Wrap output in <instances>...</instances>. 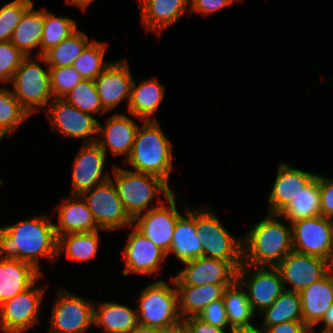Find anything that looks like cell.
<instances>
[{"mask_svg":"<svg viewBox=\"0 0 333 333\" xmlns=\"http://www.w3.org/2000/svg\"><path fill=\"white\" fill-rule=\"evenodd\" d=\"M262 313L263 326H274L286 321H303L300 292L284 290Z\"/></svg>","mask_w":333,"mask_h":333,"instance_id":"obj_35","label":"cell"},{"mask_svg":"<svg viewBox=\"0 0 333 333\" xmlns=\"http://www.w3.org/2000/svg\"><path fill=\"white\" fill-rule=\"evenodd\" d=\"M245 264L237 271V280L228 286L223 295V303L230 329L235 326L250 325L254 311L249 303L247 292L242 289L243 280L247 277Z\"/></svg>","mask_w":333,"mask_h":333,"instance_id":"obj_26","label":"cell"},{"mask_svg":"<svg viewBox=\"0 0 333 333\" xmlns=\"http://www.w3.org/2000/svg\"><path fill=\"white\" fill-rule=\"evenodd\" d=\"M321 322L325 324V328L321 331V333H333V304L326 311L321 319Z\"/></svg>","mask_w":333,"mask_h":333,"instance_id":"obj_48","label":"cell"},{"mask_svg":"<svg viewBox=\"0 0 333 333\" xmlns=\"http://www.w3.org/2000/svg\"><path fill=\"white\" fill-rule=\"evenodd\" d=\"M26 56L11 41L0 42V81L11 82Z\"/></svg>","mask_w":333,"mask_h":333,"instance_id":"obj_42","label":"cell"},{"mask_svg":"<svg viewBox=\"0 0 333 333\" xmlns=\"http://www.w3.org/2000/svg\"><path fill=\"white\" fill-rule=\"evenodd\" d=\"M195 228L203 257L229 261L237 270L242 266L243 239L233 238L211 211L195 210Z\"/></svg>","mask_w":333,"mask_h":333,"instance_id":"obj_5","label":"cell"},{"mask_svg":"<svg viewBox=\"0 0 333 333\" xmlns=\"http://www.w3.org/2000/svg\"><path fill=\"white\" fill-rule=\"evenodd\" d=\"M105 50L104 44L92 40L71 66L82 79L95 80L109 66L103 64Z\"/></svg>","mask_w":333,"mask_h":333,"instance_id":"obj_38","label":"cell"},{"mask_svg":"<svg viewBox=\"0 0 333 333\" xmlns=\"http://www.w3.org/2000/svg\"><path fill=\"white\" fill-rule=\"evenodd\" d=\"M32 9L33 6L24 13L11 38V43L25 56H30V50L40 46L43 33L44 10Z\"/></svg>","mask_w":333,"mask_h":333,"instance_id":"obj_32","label":"cell"},{"mask_svg":"<svg viewBox=\"0 0 333 333\" xmlns=\"http://www.w3.org/2000/svg\"><path fill=\"white\" fill-rule=\"evenodd\" d=\"M237 0H190L191 8L203 15L212 14L213 12L228 6Z\"/></svg>","mask_w":333,"mask_h":333,"instance_id":"obj_46","label":"cell"},{"mask_svg":"<svg viewBox=\"0 0 333 333\" xmlns=\"http://www.w3.org/2000/svg\"><path fill=\"white\" fill-rule=\"evenodd\" d=\"M26 56L15 71L11 81L15 92H12L29 115L37 109H46L48 101L53 97L50 71H45L36 60L30 62Z\"/></svg>","mask_w":333,"mask_h":333,"instance_id":"obj_7","label":"cell"},{"mask_svg":"<svg viewBox=\"0 0 333 333\" xmlns=\"http://www.w3.org/2000/svg\"><path fill=\"white\" fill-rule=\"evenodd\" d=\"M293 250L323 258L333 265V222L322 215L291 224Z\"/></svg>","mask_w":333,"mask_h":333,"instance_id":"obj_8","label":"cell"},{"mask_svg":"<svg viewBox=\"0 0 333 333\" xmlns=\"http://www.w3.org/2000/svg\"><path fill=\"white\" fill-rule=\"evenodd\" d=\"M81 198L87 203L100 229L112 230L132 225L133 220L125 211L112 178L86 191Z\"/></svg>","mask_w":333,"mask_h":333,"instance_id":"obj_9","label":"cell"},{"mask_svg":"<svg viewBox=\"0 0 333 333\" xmlns=\"http://www.w3.org/2000/svg\"><path fill=\"white\" fill-rule=\"evenodd\" d=\"M65 97L62 99L82 112L89 114L106 112L96 91L94 80L83 79Z\"/></svg>","mask_w":333,"mask_h":333,"instance_id":"obj_39","label":"cell"},{"mask_svg":"<svg viewBox=\"0 0 333 333\" xmlns=\"http://www.w3.org/2000/svg\"><path fill=\"white\" fill-rule=\"evenodd\" d=\"M134 229L124 248L126 269L123 275L128 276L130 272L150 275L157 270L158 265L167 255L135 227Z\"/></svg>","mask_w":333,"mask_h":333,"instance_id":"obj_18","label":"cell"},{"mask_svg":"<svg viewBox=\"0 0 333 333\" xmlns=\"http://www.w3.org/2000/svg\"><path fill=\"white\" fill-rule=\"evenodd\" d=\"M31 6L32 0H14L0 9V42L11 41L14 29Z\"/></svg>","mask_w":333,"mask_h":333,"instance_id":"obj_40","label":"cell"},{"mask_svg":"<svg viewBox=\"0 0 333 333\" xmlns=\"http://www.w3.org/2000/svg\"><path fill=\"white\" fill-rule=\"evenodd\" d=\"M60 295L52 313L51 331L59 333H84L94 324V306L90 301L68 291Z\"/></svg>","mask_w":333,"mask_h":333,"instance_id":"obj_13","label":"cell"},{"mask_svg":"<svg viewBox=\"0 0 333 333\" xmlns=\"http://www.w3.org/2000/svg\"><path fill=\"white\" fill-rule=\"evenodd\" d=\"M55 224L45 216L35 217L0 228V259H18L33 265L37 270L39 255L48 259L57 256Z\"/></svg>","mask_w":333,"mask_h":333,"instance_id":"obj_1","label":"cell"},{"mask_svg":"<svg viewBox=\"0 0 333 333\" xmlns=\"http://www.w3.org/2000/svg\"><path fill=\"white\" fill-rule=\"evenodd\" d=\"M321 215L319 175H317L278 215L293 222Z\"/></svg>","mask_w":333,"mask_h":333,"instance_id":"obj_31","label":"cell"},{"mask_svg":"<svg viewBox=\"0 0 333 333\" xmlns=\"http://www.w3.org/2000/svg\"><path fill=\"white\" fill-rule=\"evenodd\" d=\"M185 210L186 217L181 215L177 219L169 249L183 263L202 257V245L195 228V212Z\"/></svg>","mask_w":333,"mask_h":333,"instance_id":"obj_27","label":"cell"},{"mask_svg":"<svg viewBox=\"0 0 333 333\" xmlns=\"http://www.w3.org/2000/svg\"><path fill=\"white\" fill-rule=\"evenodd\" d=\"M76 23L67 17H56L51 12L44 10V25L41 36V51L40 56H43L52 47H55L65 38L74 33Z\"/></svg>","mask_w":333,"mask_h":333,"instance_id":"obj_36","label":"cell"},{"mask_svg":"<svg viewBox=\"0 0 333 333\" xmlns=\"http://www.w3.org/2000/svg\"><path fill=\"white\" fill-rule=\"evenodd\" d=\"M137 130L134 143L125 162L135 168L136 173L151 174L168 184L172 169V147L157 121H144Z\"/></svg>","mask_w":333,"mask_h":333,"instance_id":"obj_3","label":"cell"},{"mask_svg":"<svg viewBox=\"0 0 333 333\" xmlns=\"http://www.w3.org/2000/svg\"><path fill=\"white\" fill-rule=\"evenodd\" d=\"M84 143V147L79 150L74 162L72 174V194L81 196L96 185H99L111 177L105 175L102 177L106 153L96 143L95 139ZM89 142V143H88Z\"/></svg>","mask_w":333,"mask_h":333,"instance_id":"obj_15","label":"cell"},{"mask_svg":"<svg viewBox=\"0 0 333 333\" xmlns=\"http://www.w3.org/2000/svg\"><path fill=\"white\" fill-rule=\"evenodd\" d=\"M33 287L0 304V328L4 333H23L36 324L43 289Z\"/></svg>","mask_w":333,"mask_h":333,"instance_id":"obj_12","label":"cell"},{"mask_svg":"<svg viewBox=\"0 0 333 333\" xmlns=\"http://www.w3.org/2000/svg\"><path fill=\"white\" fill-rule=\"evenodd\" d=\"M89 44L87 35L76 30L39 58L49 68L71 66Z\"/></svg>","mask_w":333,"mask_h":333,"instance_id":"obj_33","label":"cell"},{"mask_svg":"<svg viewBox=\"0 0 333 333\" xmlns=\"http://www.w3.org/2000/svg\"><path fill=\"white\" fill-rule=\"evenodd\" d=\"M265 333H311L303 321H286L274 326H262Z\"/></svg>","mask_w":333,"mask_h":333,"instance_id":"obj_47","label":"cell"},{"mask_svg":"<svg viewBox=\"0 0 333 333\" xmlns=\"http://www.w3.org/2000/svg\"><path fill=\"white\" fill-rule=\"evenodd\" d=\"M104 127L99 123L98 134L104 136L96 138V143L106 154L109 147L114 155L127 153L128 158L138 130L136 123L125 115L115 114Z\"/></svg>","mask_w":333,"mask_h":333,"instance_id":"obj_22","label":"cell"},{"mask_svg":"<svg viewBox=\"0 0 333 333\" xmlns=\"http://www.w3.org/2000/svg\"><path fill=\"white\" fill-rule=\"evenodd\" d=\"M49 71L54 98H65L83 80L72 66L49 68Z\"/></svg>","mask_w":333,"mask_h":333,"instance_id":"obj_41","label":"cell"},{"mask_svg":"<svg viewBox=\"0 0 333 333\" xmlns=\"http://www.w3.org/2000/svg\"><path fill=\"white\" fill-rule=\"evenodd\" d=\"M303 323L312 330L333 304V268L300 292Z\"/></svg>","mask_w":333,"mask_h":333,"instance_id":"obj_20","label":"cell"},{"mask_svg":"<svg viewBox=\"0 0 333 333\" xmlns=\"http://www.w3.org/2000/svg\"><path fill=\"white\" fill-rule=\"evenodd\" d=\"M231 333H265L264 328H256L252 324L232 327Z\"/></svg>","mask_w":333,"mask_h":333,"instance_id":"obj_49","label":"cell"},{"mask_svg":"<svg viewBox=\"0 0 333 333\" xmlns=\"http://www.w3.org/2000/svg\"><path fill=\"white\" fill-rule=\"evenodd\" d=\"M99 242L98 230L83 233H68L57 237V255L64 251L71 260L85 261L95 257Z\"/></svg>","mask_w":333,"mask_h":333,"instance_id":"obj_34","label":"cell"},{"mask_svg":"<svg viewBox=\"0 0 333 333\" xmlns=\"http://www.w3.org/2000/svg\"><path fill=\"white\" fill-rule=\"evenodd\" d=\"M41 272L18 259H0V304L31 287Z\"/></svg>","mask_w":333,"mask_h":333,"instance_id":"obj_23","label":"cell"},{"mask_svg":"<svg viewBox=\"0 0 333 333\" xmlns=\"http://www.w3.org/2000/svg\"><path fill=\"white\" fill-rule=\"evenodd\" d=\"M184 264L187 267L173 277L175 285L233 284L237 280L238 270L226 260L202 256Z\"/></svg>","mask_w":333,"mask_h":333,"instance_id":"obj_14","label":"cell"},{"mask_svg":"<svg viewBox=\"0 0 333 333\" xmlns=\"http://www.w3.org/2000/svg\"><path fill=\"white\" fill-rule=\"evenodd\" d=\"M198 317L215 327L225 328L229 325L223 299L211 302L204 308Z\"/></svg>","mask_w":333,"mask_h":333,"instance_id":"obj_43","label":"cell"},{"mask_svg":"<svg viewBox=\"0 0 333 333\" xmlns=\"http://www.w3.org/2000/svg\"><path fill=\"white\" fill-rule=\"evenodd\" d=\"M317 175L282 163L269 196L270 214L279 215Z\"/></svg>","mask_w":333,"mask_h":333,"instance_id":"obj_19","label":"cell"},{"mask_svg":"<svg viewBox=\"0 0 333 333\" xmlns=\"http://www.w3.org/2000/svg\"><path fill=\"white\" fill-rule=\"evenodd\" d=\"M178 292L179 313L182 320L183 315L188 313V317L198 316L204 308L211 302L223 299L226 288L232 284H207L201 286L175 285ZM181 306V307H180ZM181 309V310H180ZM190 314V315H189Z\"/></svg>","mask_w":333,"mask_h":333,"instance_id":"obj_24","label":"cell"},{"mask_svg":"<svg viewBox=\"0 0 333 333\" xmlns=\"http://www.w3.org/2000/svg\"><path fill=\"white\" fill-rule=\"evenodd\" d=\"M139 303L140 309L136 311L140 325L170 333L182 324L177 289L162 280L143 289Z\"/></svg>","mask_w":333,"mask_h":333,"instance_id":"obj_4","label":"cell"},{"mask_svg":"<svg viewBox=\"0 0 333 333\" xmlns=\"http://www.w3.org/2000/svg\"><path fill=\"white\" fill-rule=\"evenodd\" d=\"M72 197H74L73 200H67L59 207L60 225L54 226L56 237L68 233L93 232L100 229L85 200L81 199L82 201L78 202L81 196Z\"/></svg>","mask_w":333,"mask_h":333,"instance_id":"obj_25","label":"cell"},{"mask_svg":"<svg viewBox=\"0 0 333 333\" xmlns=\"http://www.w3.org/2000/svg\"><path fill=\"white\" fill-rule=\"evenodd\" d=\"M29 113L8 89H0V139L12 133Z\"/></svg>","mask_w":333,"mask_h":333,"instance_id":"obj_37","label":"cell"},{"mask_svg":"<svg viewBox=\"0 0 333 333\" xmlns=\"http://www.w3.org/2000/svg\"><path fill=\"white\" fill-rule=\"evenodd\" d=\"M321 215L329 219L333 218V180L319 175Z\"/></svg>","mask_w":333,"mask_h":333,"instance_id":"obj_44","label":"cell"},{"mask_svg":"<svg viewBox=\"0 0 333 333\" xmlns=\"http://www.w3.org/2000/svg\"><path fill=\"white\" fill-rule=\"evenodd\" d=\"M276 268L281 275L284 287L287 283L292 286L285 290L301 292L313 282L322 279L333 265L323 258L292 250L276 265Z\"/></svg>","mask_w":333,"mask_h":333,"instance_id":"obj_10","label":"cell"},{"mask_svg":"<svg viewBox=\"0 0 333 333\" xmlns=\"http://www.w3.org/2000/svg\"><path fill=\"white\" fill-rule=\"evenodd\" d=\"M113 181L119 198L129 217L134 220L143 214L151 199L161 192L166 198L172 193L169 185L161 178L144 173H136L121 168L114 169Z\"/></svg>","mask_w":333,"mask_h":333,"instance_id":"obj_6","label":"cell"},{"mask_svg":"<svg viewBox=\"0 0 333 333\" xmlns=\"http://www.w3.org/2000/svg\"><path fill=\"white\" fill-rule=\"evenodd\" d=\"M164 96V86L157 79H151L136 85L133 81L128 111L134 117L144 121H156L149 117L156 111Z\"/></svg>","mask_w":333,"mask_h":333,"instance_id":"obj_29","label":"cell"},{"mask_svg":"<svg viewBox=\"0 0 333 333\" xmlns=\"http://www.w3.org/2000/svg\"><path fill=\"white\" fill-rule=\"evenodd\" d=\"M166 199L169 209L159 201V206L137 216L133 222L137 221L134 227L168 255L176 222L181 214L176 208L173 192Z\"/></svg>","mask_w":333,"mask_h":333,"instance_id":"obj_11","label":"cell"},{"mask_svg":"<svg viewBox=\"0 0 333 333\" xmlns=\"http://www.w3.org/2000/svg\"><path fill=\"white\" fill-rule=\"evenodd\" d=\"M276 217L278 215L269 214L266 219L257 223L242 240L243 264L247 267L266 266L269 263L271 267H276L293 250L291 227L277 221ZM246 249L249 252H246ZM245 252L249 255L245 256Z\"/></svg>","mask_w":333,"mask_h":333,"instance_id":"obj_2","label":"cell"},{"mask_svg":"<svg viewBox=\"0 0 333 333\" xmlns=\"http://www.w3.org/2000/svg\"><path fill=\"white\" fill-rule=\"evenodd\" d=\"M69 3L75 4L78 7L82 8L83 10H85V8L89 5L90 2H92L93 0H66Z\"/></svg>","mask_w":333,"mask_h":333,"instance_id":"obj_51","label":"cell"},{"mask_svg":"<svg viewBox=\"0 0 333 333\" xmlns=\"http://www.w3.org/2000/svg\"><path fill=\"white\" fill-rule=\"evenodd\" d=\"M133 81L124 61L109 63V66L94 80L102 107L109 111L123 99H130Z\"/></svg>","mask_w":333,"mask_h":333,"instance_id":"obj_17","label":"cell"},{"mask_svg":"<svg viewBox=\"0 0 333 333\" xmlns=\"http://www.w3.org/2000/svg\"><path fill=\"white\" fill-rule=\"evenodd\" d=\"M182 324L190 333H225L224 328L215 327L212 324L204 322L198 316L184 318Z\"/></svg>","mask_w":333,"mask_h":333,"instance_id":"obj_45","label":"cell"},{"mask_svg":"<svg viewBox=\"0 0 333 333\" xmlns=\"http://www.w3.org/2000/svg\"><path fill=\"white\" fill-rule=\"evenodd\" d=\"M50 105V122L64 136L73 138L98 135L99 122L91 114L80 111L62 98H54Z\"/></svg>","mask_w":333,"mask_h":333,"instance_id":"obj_16","label":"cell"},{"mask_svg":"<svg viewBox=\"0 0 333 333\" xmlns=\"http://www.w3.org/2000/svg\"><path fill=\"white\" fill-rule=\"evenodd\" d=\"M175 333H190V332L183 324H181L175 328Z\"/></svg>","mask_w":333,"mask_h":333,"instance_id":"obj_52","label":"cell"},{"mask_svg":"<svg viewBox=\"0 0 333 333\" xmlns=\"http://www.w3.org/2000/svg\"><path fill=\"white\" fill-rule=\"evenodd\" d=\"M93 320L107 333H130L138 325L135 309L112 302H103L98 309L94 308Z\"/></svg>","mask_w":333,"mask_h":333,"instance_id":"obj_30","label":"cell"},{"mask_svg":"<svg viewBox=\"0 0 333 333\" xmlns=\"http://www.w3.org/2000/svg\"><path fill=\"white\" fill-rule=\"evenodd\" d=\"M142 9V22L146 28L160 30L176 22L187 10L190 0H139ZM159 30V31H158Z\"/></svg>","mask_w":333,"mask_h":333,"instance_id":"obj_28","label":"cell"},{"mask_svg":"<svg viewBox=\"0 0 333 333\" xmlns=\"http://www.w3.org/2000/svg\"><path fill=\"white\" fill-rule=\"evenodd\" d=\"M246 286L249 303L253 311L261 312L270 307L285 290L281 275L276 267L267 269L265 266L256 267Z\"/></svg>","mask_w":333,"mask_h":333,"instance_id":"obj_21","label":"cell"},{"mask_svg":"<svg viewBox=\"0 0 333 333\" xmlns=\"http://www.w3.org/2000/svg\"><path fill=\"white\" fill-rule=\"evenodd\" d=\"M130 333H166L160 329L138 324Z\"/></svg>","mask_w":333,"mask_h":333,"instance_id":"obj_50","label":"cell"}]
</instances>
